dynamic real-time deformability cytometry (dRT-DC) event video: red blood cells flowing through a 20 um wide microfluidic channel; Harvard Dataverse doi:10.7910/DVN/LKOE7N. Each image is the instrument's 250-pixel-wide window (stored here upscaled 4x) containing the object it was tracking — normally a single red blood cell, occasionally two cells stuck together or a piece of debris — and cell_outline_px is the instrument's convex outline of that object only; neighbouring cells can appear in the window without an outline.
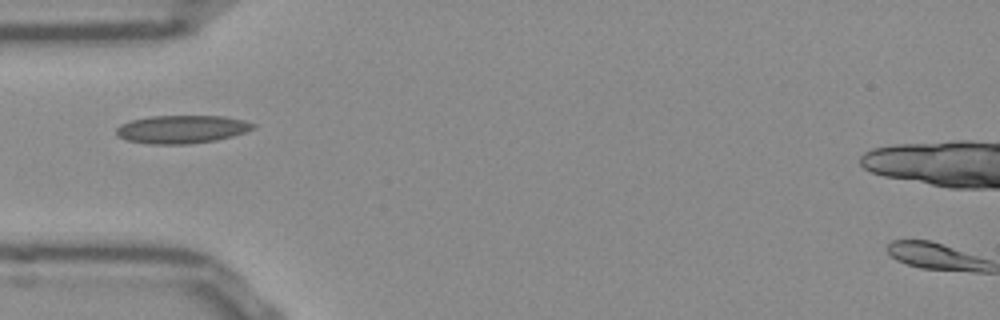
{"species": "Egyptian fruit bat (a non-hibernating species)", "species_latin": "Rousettus aegyptiacus", "temperature_condition": "room temperature", "stored_images_in_passage": 37, "camera_frame_rate_fps": 3000, "um_per_image_px": 0.085, "frame": {"image": 1, "passage_image": 1, "time_ms": 0.0, "image_size_px": [1000, 320], "cell_outline_px": [[256, 128], [232, 136], [216, 140], [188, 144], [148, 144], [128, 140], [116, 136], [116, 128], [120, 124], [132, 120], [148, 116], [224, 116], [244, 120], [256, 124]], "centroid_in_image_um": [15.45, 10.98], "position_along_channel_um": 69.6, "area_um2": 22.48}}
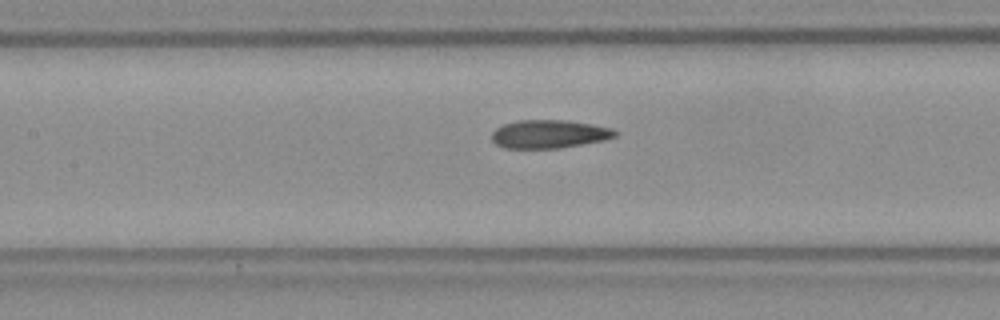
{"frame": {"image": 2, "passage_image": 8, "time_ms": 2.333, "image_size_px": [1000, 320], "cell_outline_px": [[620, 132], [616, 136], [604, 140], [560, 148], [504, 148], [496, 144], [492, 140], [492, 132], [496, 128], [504, 124], [516, 120], [568, 120], [592, 124], [612, 128]], "centroid_in_image_um": [46.69, 11.39], "position_along_channel_um": 160.7, "area_um2": 20.46}}
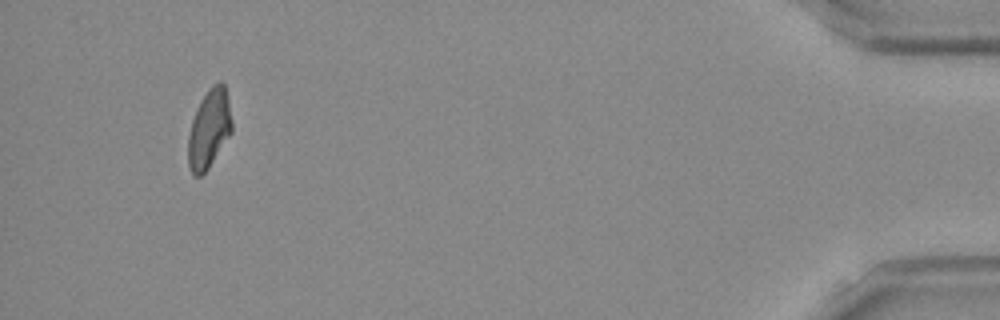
{"frame": {"image": 3, "passage_image": 34, "time_ms": 11.0, "image_size_px": [1000, 320], "cell_outline_px": [[232, 132], [208, 168], [200, 176], [196, 176], [192, 172], [188, 164], [188, 136], [192, 120], [196, 108], [200, 100], [208, 88], [212, 84], [220, 80], [224, 84], [228, 100], [232, 120]], "centroid_in_image_um": [17.77, 10.91], "position_along_channel_um": 417.4, "area_um2": 20.06}, "authors_computed_cell_mechanics": {"area_um2": 20.3456, "velocity_mm_per_s": 3.8556, "shape_relaxation_time_tau1_ms": 6.5839, "shape_relaxation_time_tau2_ms": 2.5546, "deformation_change_tau1": 0.17, "deformation_change_tau2": 0.1017}}